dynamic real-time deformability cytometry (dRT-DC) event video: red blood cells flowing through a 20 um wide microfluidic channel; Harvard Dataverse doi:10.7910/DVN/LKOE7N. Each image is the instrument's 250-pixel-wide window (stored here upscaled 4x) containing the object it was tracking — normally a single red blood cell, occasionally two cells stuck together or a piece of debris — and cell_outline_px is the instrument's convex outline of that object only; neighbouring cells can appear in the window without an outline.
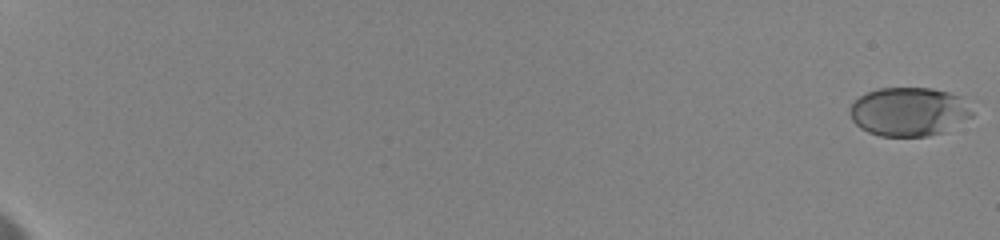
{"species": "human", "species_latin": "Homo sapiens", "temperature_condition": "cold", "stored_images_in_passage": 47, "camera_frame_rate_fps": 3000, "um_per_image_px": 0.085, "donor": {"sex": "female"}, "frame": {"image": 1, "passage_image": 1, "time_ms": 0.0, "image_size_px": [1000, 240], "cell_outline_px": [[972, 116], [944, 132], [928, 136], [880, 136], [868, 132], [860, 128], [852, 120], [848, 112], [848, 108], [860, 96], [868, 92], [880, 88], [932, 88], [948, 92], [960, 96], [972, 112]], "centroid_in_image_um": [77.22, 9.5], "position_along_channel_um": 7.8, "area_um2": 34.68}}
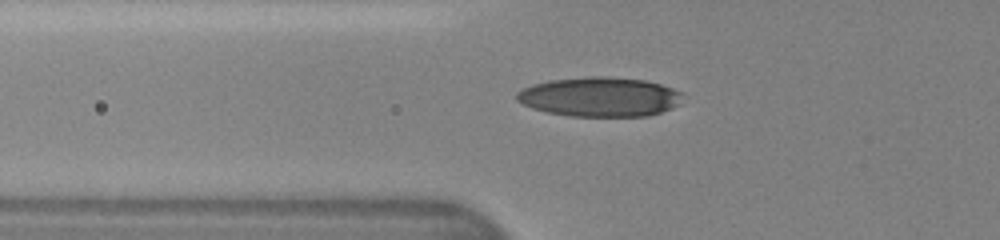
{"frame": {"image": 2, "passage_image": 22, "time_ms": 8.333, "image_size_px": [1000, 240], "cell_outline_px": [[684, 96], [680, 104], [672, 108], [648, 116], [572, 116], [548, 112], [532, 108], [516, 100], [516, 92], [532, 84], [548, 80], [592, 76], [604, 76], [644, 80], [660, 84], [684, 92]], "centroid_in_image_um": [51.01, 8.23], "position_along_channel_um": 74.8, "area_um2": 38.32}}
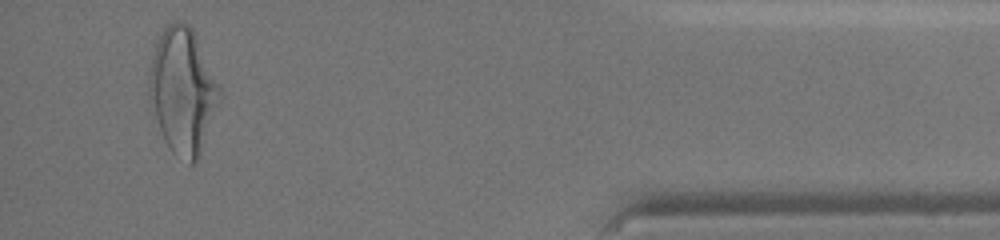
{"frame": {"image": 3, "passage_image": 46, "time_ms": 19.333, "image_size_px": [1000, 240], "cell_outline_px": [[220, 92], [200, 152], [196, 160], [192, 164], [188, 164], [172, 152], [168, 148], [164, 140], [148, 96], [148, 76], [152, 52], [164, 28], [168, 24], [176, 20], [184, 20], [192, 28], [220, 88]], "centroid_in_image_um": [15.47, 7.67], "position_along_channel_um": 419.7, "area_um2": 50.34}, "authors_computed_cell_mechanics": {"area_um2": 38.3214, "velocity_mm_per_s": 3.5394, "shape_relaxation_time_tau1_ms": 3.4106, "shape_relaxation_time_tau2_ms": null, "deformation_change_tau1": 0.1368, "deformation_change_tau2": null}}